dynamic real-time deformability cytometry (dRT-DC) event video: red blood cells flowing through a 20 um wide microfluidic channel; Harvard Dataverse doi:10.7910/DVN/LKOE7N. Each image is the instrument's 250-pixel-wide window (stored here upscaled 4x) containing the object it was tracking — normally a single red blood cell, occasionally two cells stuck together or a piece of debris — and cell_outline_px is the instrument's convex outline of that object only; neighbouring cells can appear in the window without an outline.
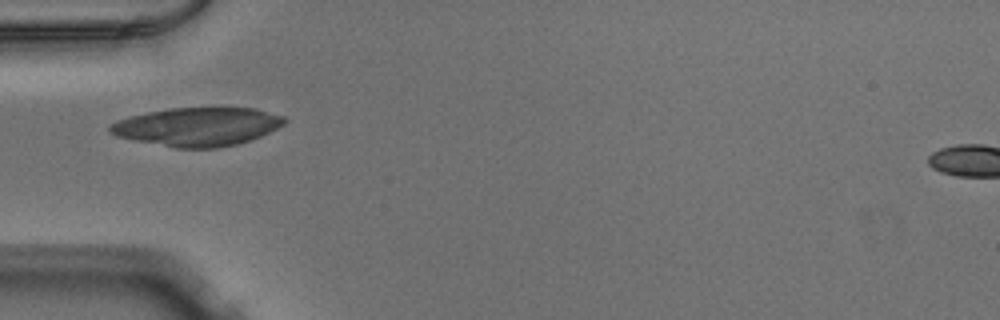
{"species": "Egyptian fruit bat (a non-hibernating species)", "species_latin": "Rousettus aegyptiacus", "temperature_condition": "warm", "stored_images_in_passage": 36, "camera_frame_rate_fps": 3000, "um_per_image_px": 0.085, "animal": {"sex": "male"}, "frame": {"image": 1, "passage_image": 1, "time_ms": 0.0, "image_size_px": [1000, 320], "cell_outline_px": [[288, 120], [284, 124], [260, 136], [236, 144], [220, 148], [176, 148], [116, 136], [108, 132], [108, 128], [116, 120], [148, 112], [172, 108], [256, 108], [284, 116]], "centroid_in_image_um": [16.79, 10.77], "position_along_channel_um": 68.2, "area_um2": 38.9}}
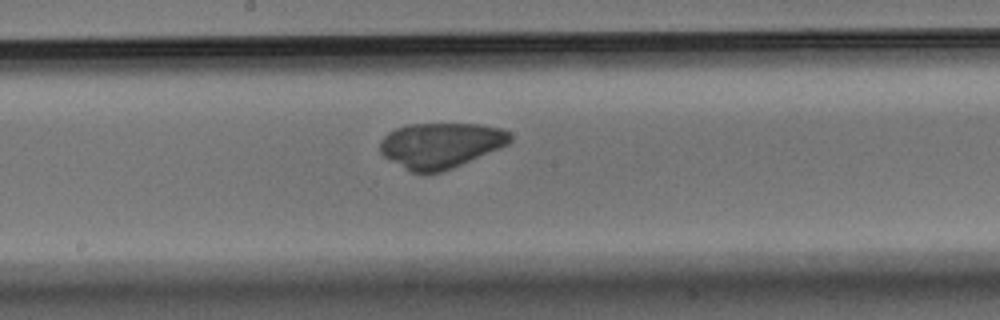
{"frame": {"image": 2, "passage_image": 12, "time_ms": 3.667, "image_size_px": [1000, 320], "cell_outline_px": [[512, 140], [508, 144], [500, 148], [452, 168], [440, 172], [424, 176], [412, 172], [384, 156], [380, 152], [380, 140], [388, 132], [396, 128], [408, 124], [480, 124], [500, 128], [508, 132], [512, 136]], "centroid_in_image_um": [37.45, 12.36], "position_along_channel_um": 210.8, "area_um2": 34.51}}
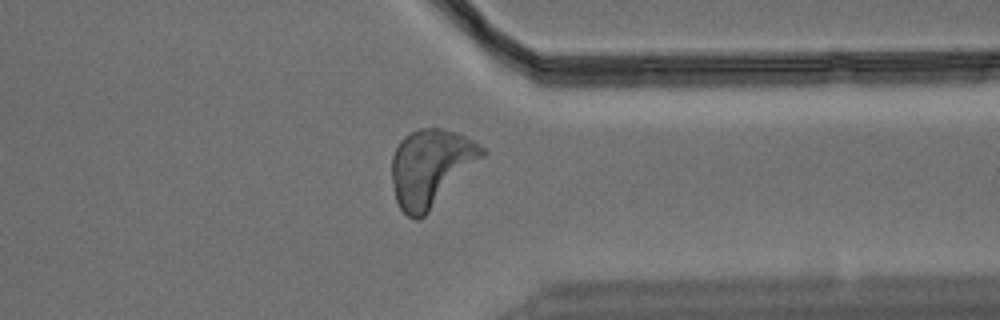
{"frame": {"image": 3, "passage_image": 25, "time_ms": 8.0, "image_size_px": [1000, 320], "cell_outline_px": [[488, 152], [420, 220], [416, 220], [408, 216], [400, 208], [396, 200], [392, 180], [392, 156], [400, 140], [404, 136], [420, 128], [440, 128], [456, 132], [480, 144]], "centroid_in_image_um": [36.61, 14.23], "position_along_channel_um": 374.8, "area_um2": 40.17}}